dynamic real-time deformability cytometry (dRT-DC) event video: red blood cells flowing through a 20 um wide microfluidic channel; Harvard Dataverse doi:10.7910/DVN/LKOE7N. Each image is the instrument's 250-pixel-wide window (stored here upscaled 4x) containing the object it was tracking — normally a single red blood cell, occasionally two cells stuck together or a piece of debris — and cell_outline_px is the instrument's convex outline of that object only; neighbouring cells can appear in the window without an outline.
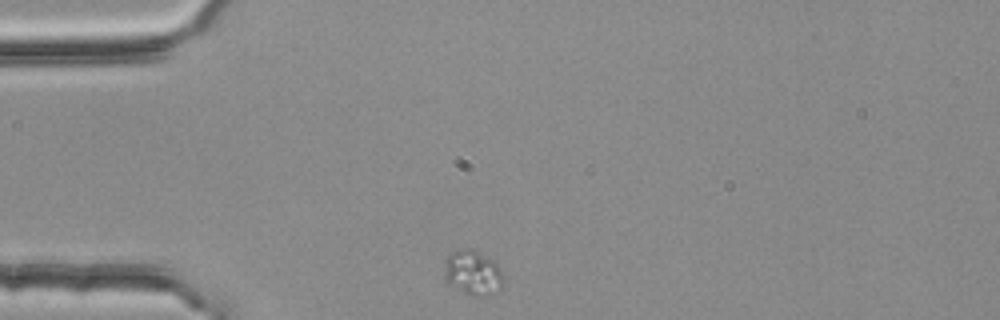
{"species": "common noctule bat (a hibernating species)", "species_latin": "Nyctalus noctula", "temperature_condition": "room temperature", "stored_images_in_passage": 33, "camera_frame_rate_fps": 3000, "um_per_image_px": 0.085, "animal": {"sex": "female", "body_mass_g": 25.1}, "frame": {"image": 1, "passage_image": 1, "time_ms": 0.0, "image_size_px": [1000, 320], "cell_outline_px": [[504, 276], [500, 292], [488, 296], [472, 296], [448, 284], [444, 280], [444, 260], [448, 256], [460, 248], [472, 248], [492, 260], [496, 264]], "centroid_in_image_um": [40.19, 23.21], "position_along_channel_um": 44.8, "area_um2": 15.66}}